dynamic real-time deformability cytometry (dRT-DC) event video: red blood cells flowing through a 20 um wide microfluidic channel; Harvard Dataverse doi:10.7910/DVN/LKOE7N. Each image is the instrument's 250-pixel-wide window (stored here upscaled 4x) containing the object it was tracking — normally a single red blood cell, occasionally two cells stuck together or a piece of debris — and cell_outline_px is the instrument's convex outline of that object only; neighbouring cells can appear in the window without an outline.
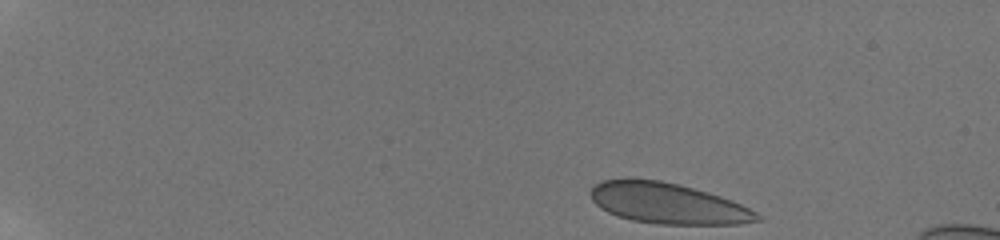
{"species": "human", "species_latin": "Homo sapiens", "temperature_condition": "room temperature", "stored_images_in_passage": 24, "camera_frame_rate_fps": 3000, "um_per_image_px": 0.085, "donor": {"sex": "male"}, "frame": {"image": 1, "passage_image": 1, "time_ms": 0.0, "image_size_px": [1000, 240], "cell_outline_px": [[764, 220], [740, 224], [660, 224], [632, 220], [616, 216], [600, 208], [592, 200], [592, 188], [600, 180], [660, 180], [708, 192], [732, 200], [756, 212]], "centroid_in_image_um": [56.8, 17.31], "position_along_channel_um": 28.2, "area_um2": 39.02}}
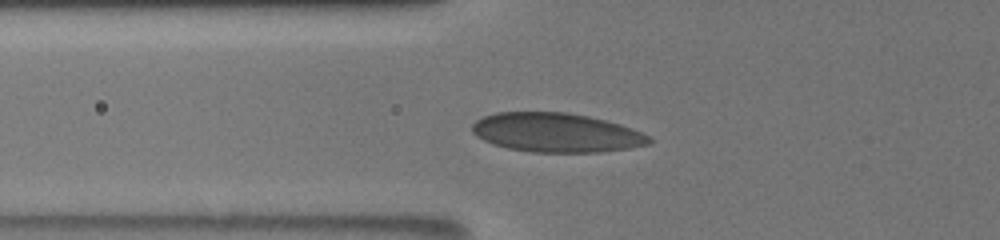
{"frame": {"image": 2, "passage_image": 14, "time_ms": 4.667, "image_size_px": [1000, 240], "cell_outline_px": [[652, 144], [632, 148], [600, 152], [532, 152], [508, 148], [492, 144], [476, 136], [472, 132], [472, 124], [476, 120], [484, 116], [496, 112], [564, 112], [588, 116], [620, 124], [652, 136]], "centroid_in_image_um": [47.31, 11.28], "position_along_channel_um": 78.5, "area_um2": 40.58}}
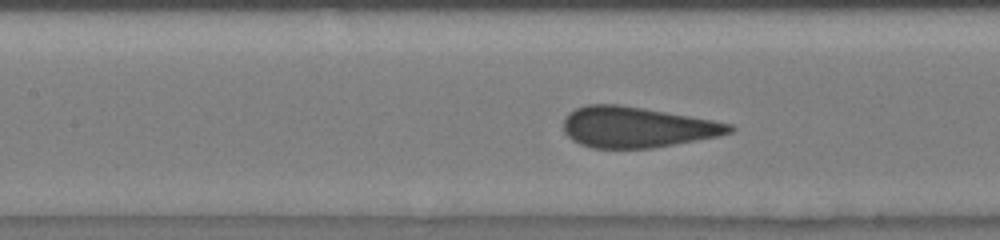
{"frame": {"image": 3, "passage_image": 20, "time_ms": 6.667, "image_size_px": [1000, 240], "cell_outline_px": [[736, 128], [732, 132], [716, 136], [652, 148], [592, 148], [580, 144], [572, 140], [564, 132], [564, 116], [568, 112], [576, 108], [588, 104], [616, 104], [644, 108], [712, 120], [732, 124]], "centroid_in_image_um": [54.09, 10.8], "position_along_channel_um": 153.3, "area_um2": 39.19}}